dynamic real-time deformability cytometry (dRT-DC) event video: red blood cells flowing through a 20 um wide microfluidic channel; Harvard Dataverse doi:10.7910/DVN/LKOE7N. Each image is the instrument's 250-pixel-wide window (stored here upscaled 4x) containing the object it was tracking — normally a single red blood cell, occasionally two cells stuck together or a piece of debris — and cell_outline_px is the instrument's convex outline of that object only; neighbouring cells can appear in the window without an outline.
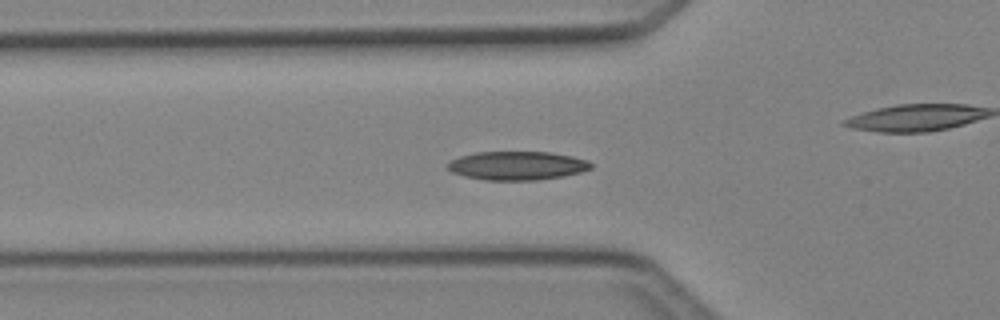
{"species": "Egyptian fruit bat (a non-hibernating species)", "species_latin": "Rousettus aegyptiacus", "temperature_condition": "cold", "stored_images_in_passage": 33, "camera_frame_rate_fps": 3000, "um_per_image_px": 0.085, "animal": {"sex": "female"}, "frame": {"image": 1, "passage_image": 9, "time_ms": 2.667, "image_size_px": [1000, 320], "cell_outline_px": [[592, 168], [580, 172], [564, 176], [536, 180], [484, 180], [464, 176], [452, 172], [448, 168], [448, 164], [452, 160], [460, 156], [476, 152], [548, 152], [572, 156], [588, 160], [592, 164]], "centroid_in_image_um": [43.97, 14.08], "position_along_channel_um": 81.8, "area_um2": 23.87}}
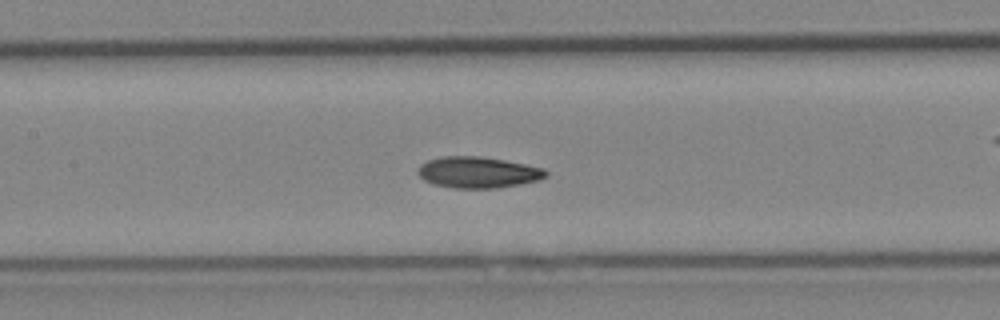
{"frame": {"image": 2, "passage_image": 15, "time_ms": 4.667, "image_size_px": [1000, 320], "cell_outline_px": [[548, 176], [540, 180], [520, 184], [496, 188], [452, 188], [432, 184], [424, 180], [420, 176], [420, 164], [428, 160], [440, 156], [480, 156], [504, 160], [544, 168], [548, 172]], "centroid_in_image_um": [40.65, 14.65], "position_along_channel_um": 166.7, "area_um2": 23.29}}
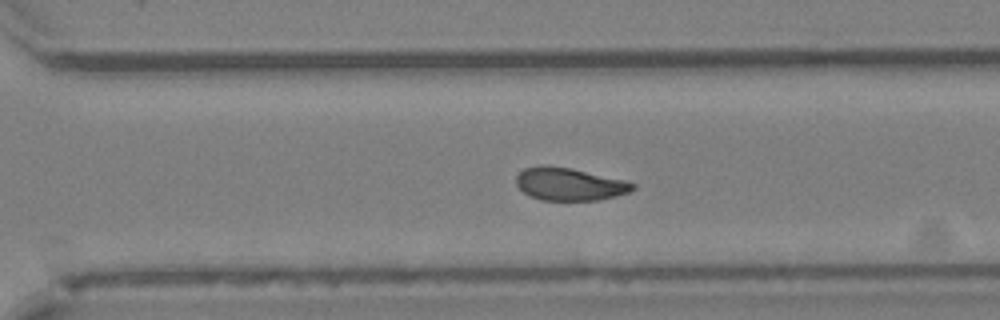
{"frame": {"image": 3, "passage_image": 26, "time_ms": 8.333, "image_size_px": [1000, 320], "cell_outline_px": [[636, 188], [628, 192], [600, 200], [540, 200], [528, 196], [516, 184], [516, 176], [524, 168], [540, 164], [544, 164], [572, 168], [624, 180], [636, 184]], "centroid_in_image_um": [48.37, 15.64], "position_along_channel_um": 322.2, "area_um2": 22.37}, "authors_computed_cell_mechanics": {"area_um2": 22.542, "velocity_mm_per_s": 4.2533, "shape_relaxation_time_tau1_ms": 6.1116, "shape_relaxation_time_tau2_ms": 2.0433, "deformation_change_tau1": 0.1472, "deformation_change_tau2": 0.0665}}